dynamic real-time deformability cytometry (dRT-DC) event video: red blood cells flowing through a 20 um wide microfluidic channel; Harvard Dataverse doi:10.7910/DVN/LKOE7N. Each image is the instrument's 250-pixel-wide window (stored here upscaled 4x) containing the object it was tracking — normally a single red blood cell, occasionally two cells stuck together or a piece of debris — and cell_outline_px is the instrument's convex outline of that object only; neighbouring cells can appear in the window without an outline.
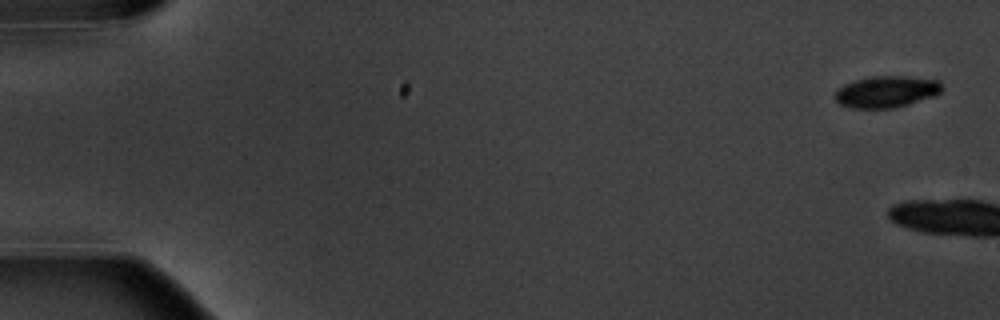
{"species": "common noctule bat (a hibernating species)", "species_latin": "Nyctalus noctula", "temperature_condition": "warm", "stored_images_in_passage": 7, "camera_frame_rate_fps": 3000, "um_per_image_px": 0.085, "animal": {"sex": "male", "body_mass_g": 20.1, "forearm_length_mm": 53.5}, "frame": {"image": 1, "passage_image": 1, "time_ms": 0.0, "image_size_px": [1000, 320], "cell_outline_px": [[940, 92], [936, 96], [896, 108], [852, 108], [840, 104], [832, 96], [836, 88], [844, 84], [856, 80], [872, 76], [904, 76], [940, 80]], "centroid_in_image_um": [75.31, 7.8], "position_along_channel_um": 9.7, "area_um2": 19.88}}